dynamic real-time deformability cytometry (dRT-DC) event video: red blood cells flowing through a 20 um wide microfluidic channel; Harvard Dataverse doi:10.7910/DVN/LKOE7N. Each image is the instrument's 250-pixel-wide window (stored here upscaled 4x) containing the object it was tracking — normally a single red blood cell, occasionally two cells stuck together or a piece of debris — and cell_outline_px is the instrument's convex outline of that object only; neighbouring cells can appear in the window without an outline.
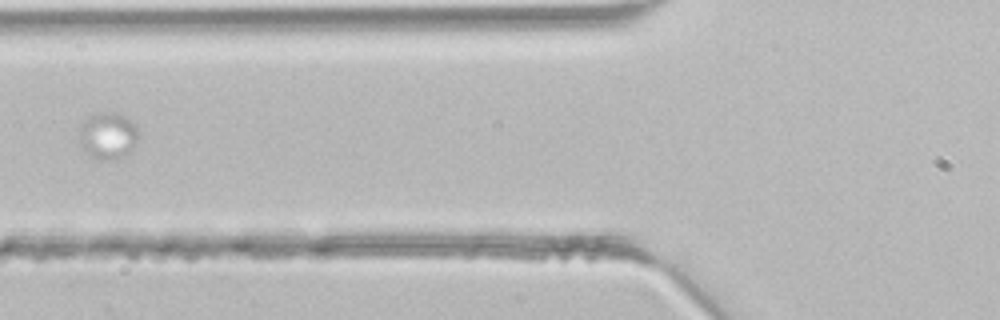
{"species": "common noctule bat (a hibernating species)", "species_latin": "Nyctalus noctula", "temperature_condition": "room temperature", "stored_images_in_passage": 5, "camera_frame_rate_fps": 3000, "um_per_image_px": 0.085, "animal": {"sex": "male", "body_mass_g": 21.5, "forearm_length_mm": 52.0}, "frame": {"image": 1, "passage_image": 5, "time_ms": 1.333, "image_size_px": [1000, 320], "cell_outline_px": [[136, 144], [132, 152], [116, 160], [100, 160], [88, 156], [80, 148], [80, 128], [92, 116], [104, 112], [116, 112], [124, 116], [136, 128]], "centroid_in_image_um": [9.16, 11.61], "position_along_channel_um": 116.6, "area_um2": 15.95}}